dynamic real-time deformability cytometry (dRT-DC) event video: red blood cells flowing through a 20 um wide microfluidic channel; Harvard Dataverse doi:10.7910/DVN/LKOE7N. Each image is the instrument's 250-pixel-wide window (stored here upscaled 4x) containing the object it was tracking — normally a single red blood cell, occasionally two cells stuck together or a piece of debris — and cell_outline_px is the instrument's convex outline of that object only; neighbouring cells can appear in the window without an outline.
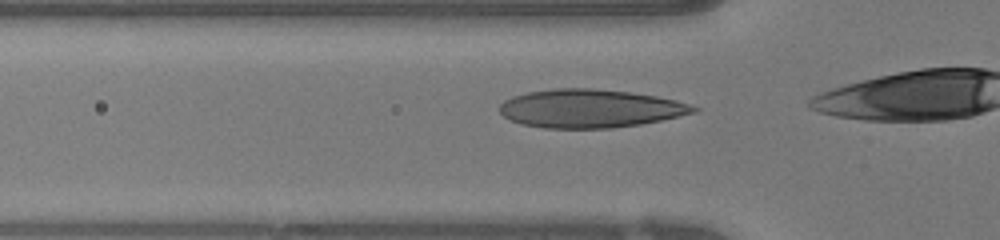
{"species": "human", "species_latin": "Homo sapiens", "temperature_condition": "warm", "stored_images_in_passage": 19, "camera_frame_rate_fps": 3000, "um_per_image_px": 0.085, "donor": {"sex": "female"}, "frame": {"image": 1, "passage_image": 11, "time_ms": 3.333, "image_size_px": [1000, 240], "cell_outline_px": [[700, 108], [696, 112], [660, 120], [640, 124], [612, 128], [544, 128], [520, 124], [504, 116], [500, 112], [500, 104], [504, 100], [512, 96], [528, 92], [556, 88], [592, 88], [628, 92], [656, 96], [676, 100]], "centroid_in_image_um": [50.13, 9.22], "position_along_channel_um": 75.7, "area_um2": 43.18}}
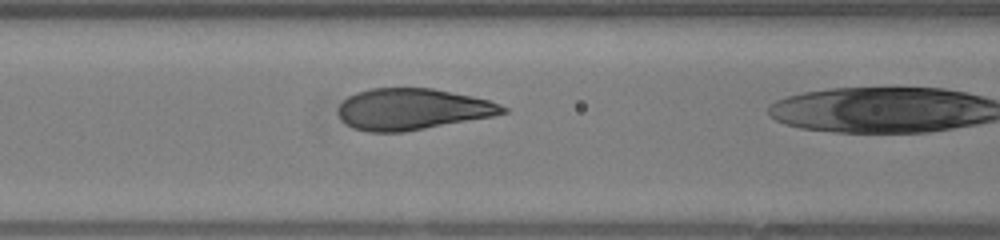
{"frame": {"image": 2, "passage_image": 15, "time_ms": 4.667, "image_size_px": [1000, 240], "cell_outline_px": [[508, 112], [492, 116], [404, 132], [368, 132], [352, 128], [344, 124], [340, 120], [336, 112], [340, 104], [348, 96], [356, 92], [368, 88], [432, 88], [472, 96], [488, 100], [500, 104], [508, 108]], "centroid_in_image_um": [34.99, 9.28], "position_along_channel_um": 131.6, "area_um2": 39.82}}
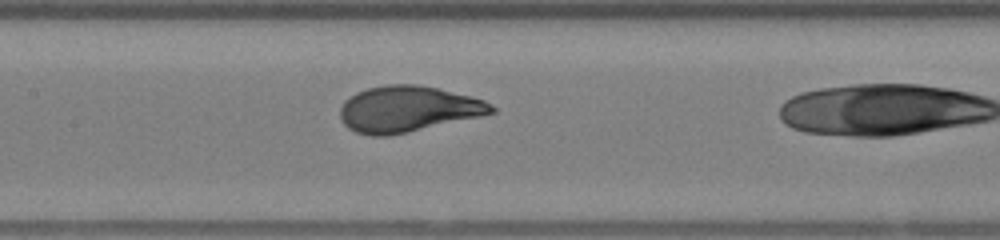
{"frame": {"image": 3, "passage_image": 18, "time_ms": 5.667, "image_size_px": [1000, 240], "cell_outline_px": [[496, 112], [480, 116], [408, 132], [388, 136], [372, 136], [356, 132], [348, 128], [344, 124], [340, 116], [340, 108], [344, 100], [356, 92], [368, 88], [388, 84], [420, 84], [484, 100], [496, 108]], "centroid_in_image_um": [34.63, 9.27], "position_along_channel_um": 172.8, "area_um2": 40.34}}